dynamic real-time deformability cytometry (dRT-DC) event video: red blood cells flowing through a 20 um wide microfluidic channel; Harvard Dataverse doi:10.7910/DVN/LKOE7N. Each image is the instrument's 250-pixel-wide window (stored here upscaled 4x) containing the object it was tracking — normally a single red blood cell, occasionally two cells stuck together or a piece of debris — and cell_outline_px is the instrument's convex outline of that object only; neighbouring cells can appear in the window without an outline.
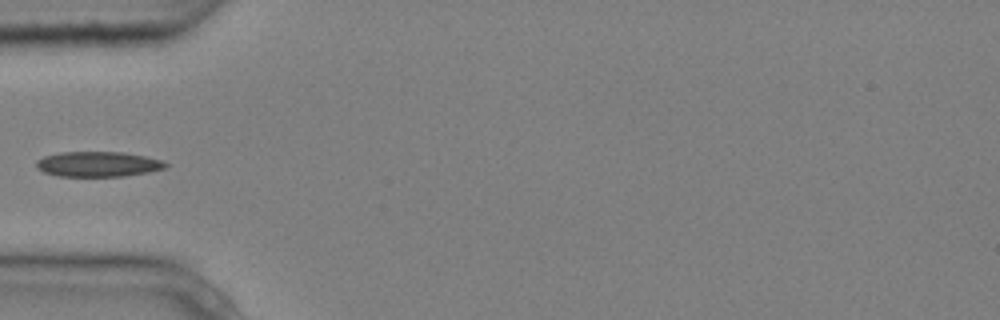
{"species": "common noctule bat (a hibernating species)", "species_latin": "Nyctalus noctula", "temperature_condition": "cold", "stored_images_in_passage": 4, "camera_frame_rate_fps": 3000, "um_per_image_px": 0.085, "animal": {"sex": "male", "body_mass_g": 20.4}, "frame": {"image": 1, "passage_image": 3, "time_ms": 0.667, "image_size_px": [1000, 320], "cell_outline_px": [[168, 164], [164, 168], [148, 172], [124, 176], [60, 176], [44, 172], [36, 168], [36, 160], [44, 156], [60, 152], [120, 152], [144, 156], [164, 160]], "centroid_in_image_um": [8.32, 13.95], "position_along_channel_um": 76.7, "area_um2": 18.9}}
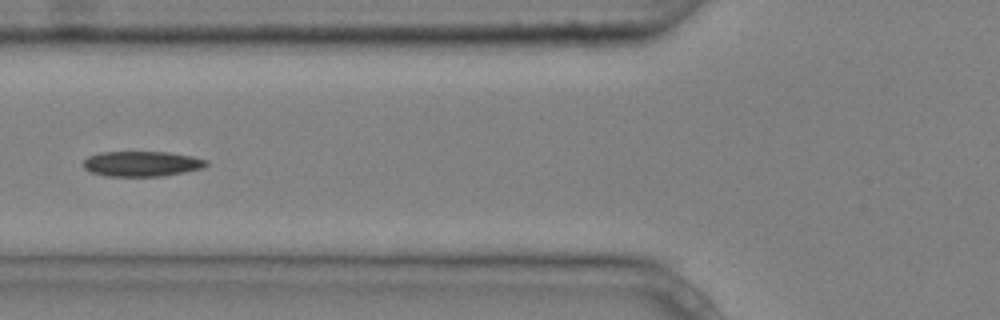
{"frame": {"image": 2, "passage_image": 4, "time_ms": 1.0, "image_size_px": [1000, 320], "cell_outline_px": [[208, 164], [204, 168], [164, 176], [104, 176], [92, 172], [84, 168], [84, 160], [88, 156], [100, 152], [168, 152], [192, 156], [208, 160]], "centroid_in_image_um": [12.08, 13.92], "position_along_channel_um": 113.7, "area_um2": 18.15}}